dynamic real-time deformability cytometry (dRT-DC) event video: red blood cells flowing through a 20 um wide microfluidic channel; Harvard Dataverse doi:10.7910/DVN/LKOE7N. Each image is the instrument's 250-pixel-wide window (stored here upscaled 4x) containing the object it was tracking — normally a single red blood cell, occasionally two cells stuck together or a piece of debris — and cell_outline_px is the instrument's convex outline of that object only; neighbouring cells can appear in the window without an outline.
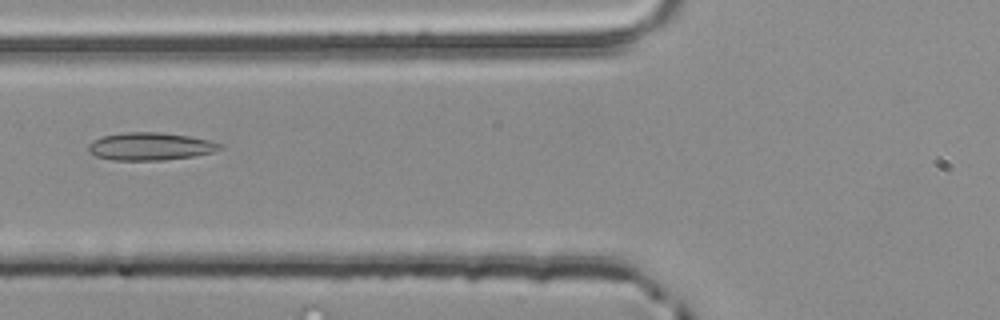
{"species": "common noctule bat (a hibernating species)", "species_latin": "Nyctalus noctula", "temperature_condition": "room temperature", "stored_images_in_passage": 4, "camera_frame_rate_fps": 3000, "um_per_image_px": 0.085, "animal": {"sex": "male", "body_mass_g": 20.4}, "frame": {"image": 1, "passage_image": 4, "time_ms": 1.0, "image_size_px": [1000, 320], "cell_outline_px": [[224, 148], [212, 152], [192, 156], [164, 160], [112, 160], [96, 156], [88, 152], [88, 144], [92, 140], [100, 136], [120, 132], [160, 132], [188, 136], [208, 140], [224, 144]], "centroid_in_image_um": [12.73, 12.43], "position_along_channel_um": 113.1, "area_um2": 21.44}}